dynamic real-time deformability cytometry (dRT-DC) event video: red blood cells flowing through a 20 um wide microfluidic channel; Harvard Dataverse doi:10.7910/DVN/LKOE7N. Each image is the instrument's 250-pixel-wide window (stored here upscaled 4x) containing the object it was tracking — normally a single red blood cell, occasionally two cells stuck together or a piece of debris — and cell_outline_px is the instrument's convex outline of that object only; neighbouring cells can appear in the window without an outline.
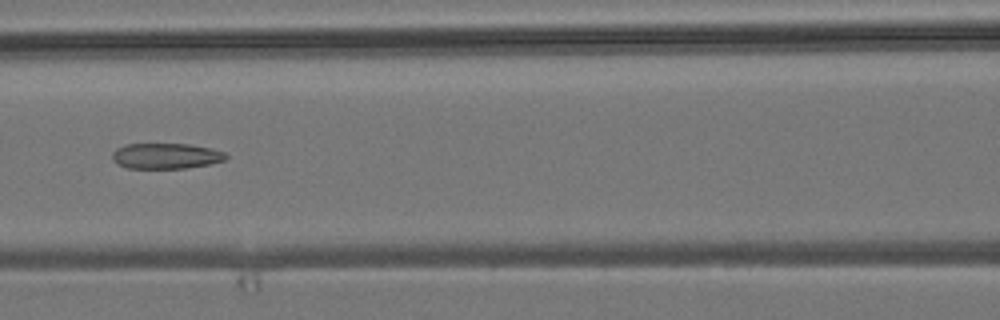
{"species": "common noctule bat (a hibernating species)", "species_latin": "Nyctalus noctula", "temperature_condition": "room temperature", "stored_images_in_passage": 6, "camera_frame_rate_fps": 3000, "um_per_image_px": 0.085, "animal": {"sex": "male", "body_mass_g": 19.2, "forearm_length_mm": 51.8}, "frame": {"image": 1, "passage_image": 6, "time_ms": 6.667, "image_size_px": [1000, 320], "cell_outline_px": [[228, 156], [224, 160], [208, 164], [184, 168], [128, 168], [116, 164], [112, 160], [112, 152], [116, 148], [124, 144], [188, 144], [212, 148], [224, 152]], "centroid_in_image_um": [14.06, 13.25], "position_along_channel_um": 152.5, "area_um2": 16.99}}